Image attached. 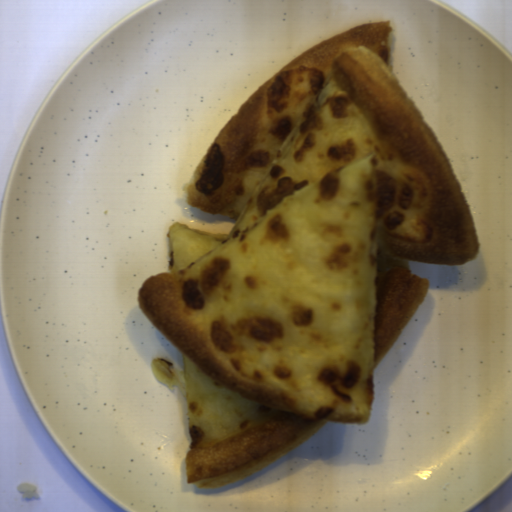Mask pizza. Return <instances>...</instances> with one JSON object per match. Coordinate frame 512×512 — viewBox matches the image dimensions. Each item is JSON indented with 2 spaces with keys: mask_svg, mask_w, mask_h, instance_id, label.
<instances>
[{
  "mask_svg": "<svg viewBox=\"0 0 512 512\" xmlns=\"http://www.w3.org/2000/svg\"><path fill=\"white\" fill-rule=\"evenodd\" d=\"M394 28L366 22L265 80L208 146L174 223L169 272L137 299L182 353L152 358L187 401V483L228 486L329 422L366 424L374 370L425 299L410 261L479 249L458 177L395 74Z\"/></svg>",
  "mask_w": 512,
  "mask_h": 512,
  "instance_id": "dd6c1bee",
  "label": "pizza"
}]
</instances>
